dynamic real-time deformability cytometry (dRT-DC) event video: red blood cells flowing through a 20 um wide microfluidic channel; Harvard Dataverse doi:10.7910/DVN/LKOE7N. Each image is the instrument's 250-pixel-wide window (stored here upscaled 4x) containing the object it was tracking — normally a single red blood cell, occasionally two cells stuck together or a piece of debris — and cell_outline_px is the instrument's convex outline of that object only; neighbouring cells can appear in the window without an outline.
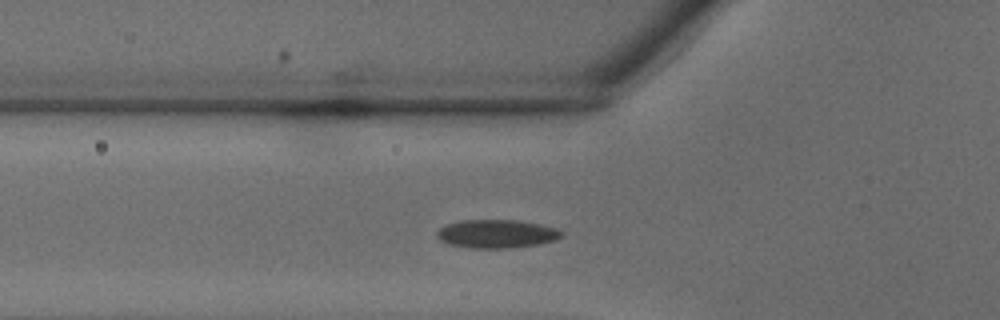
{"species": "common noctule bat (a hibernating species)", "species_latin": "Nyctalus noctula", "temperature_condition": "warm", "stored_images_in_passage": 33, "camera_frame_rate_fps": 3000, "um_per_image_px": 0.085, "animal": {"sex": "male", "body_mass_g": 18.8}, "frame": {"image": 1, "passage_image": 8, "time_ms": 2.333, "image_size_px": [1000, 320], "cell_outline_px": [[564, 232], [556, 240], [540, 244], [512, 248], [468, 248], [448, 244], [440, 240], [436, 236], [436, 232], [440, 228], [448, 224], [460, 220], [516, 220], [556, 228]], "centroid_in_image_um": [42.19, 19.88], "position_along_channel_um": 83.6, "area_um2": 20.63}}
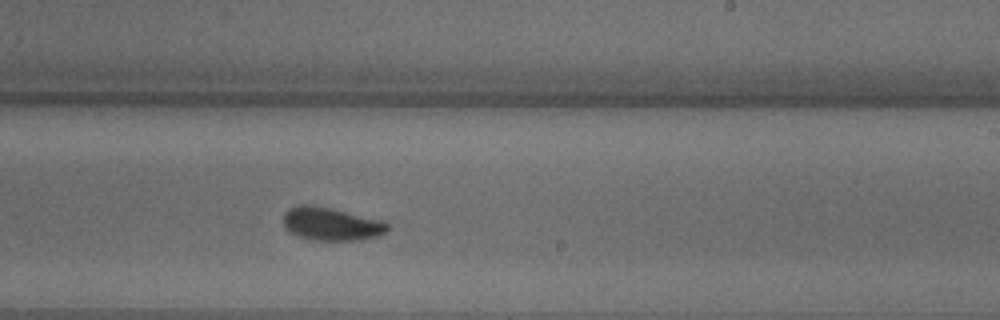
{"frame": {"image": 2, "passage_image": 18, "time_ms": 5.667, "image_size_px": [1000, 320], "cell_outline_px": [[388, 232], [376, 236], [360, 240], [312, 240], [288, 232], [284, 228], [284, 212], [288, 208], [300, 204], [304, 204], [328, 208], [380, 220], [388, 224]], "centroid_in_image_um": [28.11, 19.05], "position_along_channel_um": 260.9, "area_um2": 19.83}}
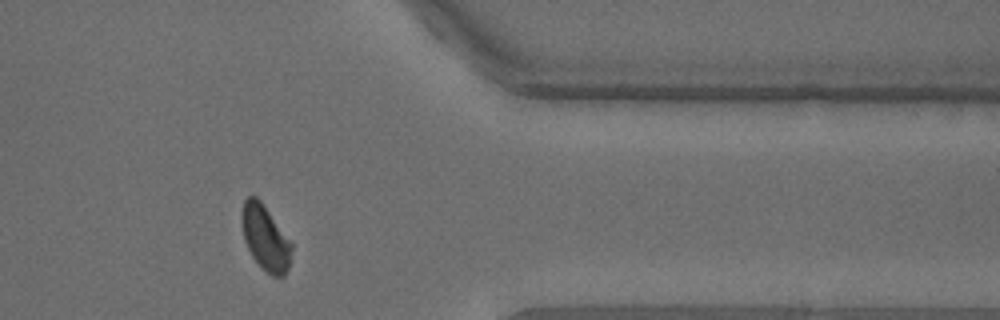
{"frame": {"image": 3, "passage_image": 26, "time_ms": 8.333, "image_size_px": [1000, 320], "cell_outline_px": [[292, 248], [288, 268], [284, 276], [272, 276], [252, 256], [244, 240], [240, 220], [240, 216], [244, 200], [248, 196], [256, 196], [260, 200], [292, 244]], "centroid_in_image_um": [22.52, 20.19], "position_along_channel_um": 388.9, "area_um2": 18.55}}